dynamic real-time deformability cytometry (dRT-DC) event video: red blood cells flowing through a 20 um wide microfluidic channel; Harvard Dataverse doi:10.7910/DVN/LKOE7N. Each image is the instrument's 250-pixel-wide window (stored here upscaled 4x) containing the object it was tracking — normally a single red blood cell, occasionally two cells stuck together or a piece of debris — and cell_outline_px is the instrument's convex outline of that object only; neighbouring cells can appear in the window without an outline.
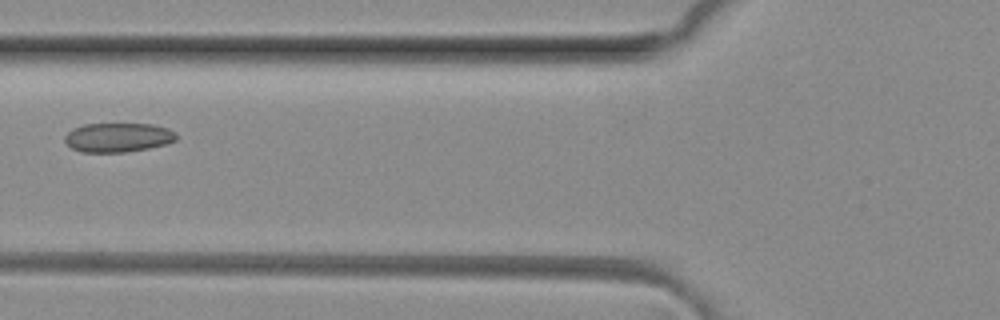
{"species": "common noctule bat (a hibernating species)", "species_latin": "Nyctalus noctula", "temperature_condition": "room temperature", "stored_images_in_passage": 5, "camera_frame_rate_fps": 3000, "um_per_image_px": 0.085, "animal": {"sex": "female", "body_mass_g": 29.2, "forearm_length_mm": 56.3}, "frame": {"image": 1, "passage_image": 5, "time_ms": 1.333, "image_size_px": [1000, 320], "cell_outline_px": [[176, 140], [164, 144], [148, 148], [124, 152], [80, 152], [72, 148], [64, 140], [64, 136], [72, 128], [84, 124], [152, 124], [168, 128], [176, 132]], "centroid_in_image_um": [10.01, 11.68], "position_along_channel_um": 115.8, "area_um2": 18.96}}